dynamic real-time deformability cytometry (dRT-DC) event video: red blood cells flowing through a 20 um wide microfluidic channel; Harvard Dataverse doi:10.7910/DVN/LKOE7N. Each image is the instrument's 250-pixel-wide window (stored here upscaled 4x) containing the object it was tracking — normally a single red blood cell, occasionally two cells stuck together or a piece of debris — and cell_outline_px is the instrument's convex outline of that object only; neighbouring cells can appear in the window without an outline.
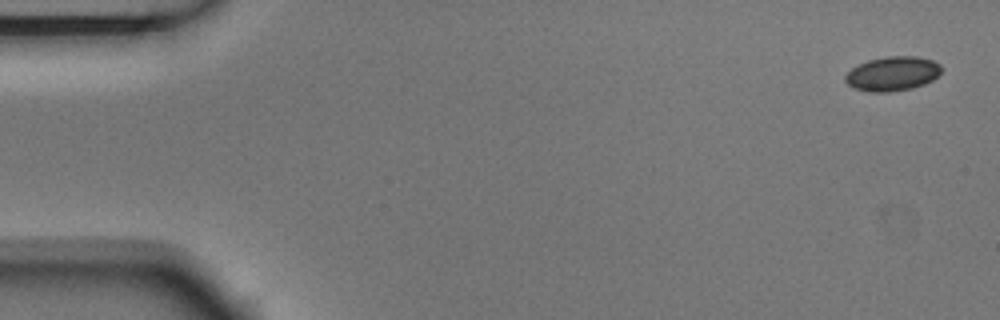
{"species": "Egyptian fruit bat (a non-hibernating species)", "species_latin": "Rousettus aegyptiacus", "temperature_condition": "room temperature", "stored_images_in_passage": 5, "camera_frame_rate_fps": 3000, "um_per_image_px": 0.085, "animal": {"sex": "male"}, "frame": {"image": 1, "passage_image": 1, "time_ms": 0.0, "image_size_px": [1000, 320], "cell_outline_px": [[944, 68], [932, 80], [924, 84], [912, 88], [888, 92], [868, 92], [852, 88], [844, 80], [844, 76], [852, 68], [868, 60], [884, 56], [916, 56], [932, 60], [940, 64]], "centroid_in_image_um": [75.85, 6.26], "position_along_channel_um": 9.1, "area_um2": 19.36}}